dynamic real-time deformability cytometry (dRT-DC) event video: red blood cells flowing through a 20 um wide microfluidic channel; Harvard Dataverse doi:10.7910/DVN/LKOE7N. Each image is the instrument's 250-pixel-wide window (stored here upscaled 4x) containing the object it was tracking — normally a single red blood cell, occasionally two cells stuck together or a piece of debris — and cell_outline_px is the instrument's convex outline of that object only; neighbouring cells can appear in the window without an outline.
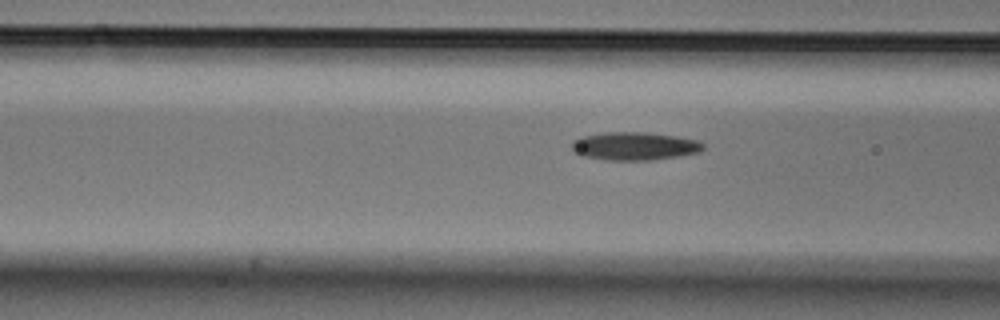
{"species": "Egyptian fruit bat (a non-hibernating species)", "species_latin": "Rousettus aegyptiacus", "temperature_condition": "cold", "stored_images_in_passage": 6, "camera_frame_rate_fps": 3000, "um_per_image_px": 0.085, "animal": {"sex": "male"}, "frame": {"image": 1, "passage_image": 6, "time_ms": 1.667, "image_size_px": [1000, 320], "cell_outline_px": [[704, 148], [700, 152], [652, 160], [604, 160], [584, 156], [572, 152], [572, 140], [584, 136], [604, 132], [648, 132], [676, 136], [700, 140], [704, 144]], "centroid_in_image_um": [53.93, 12.41], "position_along_channel_um": 112.7, "area_um2": 21.68}}